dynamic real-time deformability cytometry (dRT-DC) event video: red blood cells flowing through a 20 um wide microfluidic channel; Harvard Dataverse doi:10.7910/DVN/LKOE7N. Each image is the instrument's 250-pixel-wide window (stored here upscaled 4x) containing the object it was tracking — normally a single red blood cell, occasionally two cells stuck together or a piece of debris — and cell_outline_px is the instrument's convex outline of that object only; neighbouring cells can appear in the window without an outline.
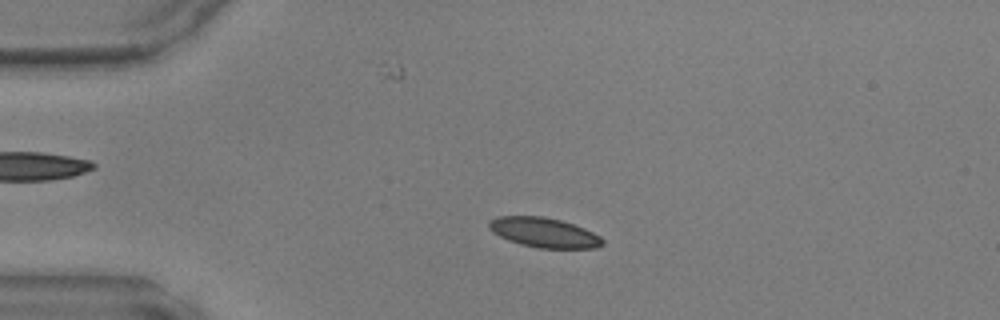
{"species": "common noctule bat (a hibernating species)", "species_latin": "Nyctalus noctula", "temperature_condition": "warm", "stored_images_in_passage": 46, "camera_frame_rate_fps": 3000, "um_per_image_px": 0.085, "animal": {"sex": "male", "body_mass_g": 17.9, "forearm_length_mm": 54.2}, "frame": {"image": 1, "passage_image": 9, "time_ms": 2.667, "image_size_px": [1000, 320], "cell_outline_px": [[604, 244], [596, 248], [540, 248], [520, 244], [508, 240], [492, 232], [488, 228], [488, 220], [496, 216], [544, 216], [560, 220], [584, 228], [600, 236], [604, 240]], "centroid_in_image_um": [46.21, 19.76], "position_along_channel_um": 38.8, "area_um2": 19.77}}
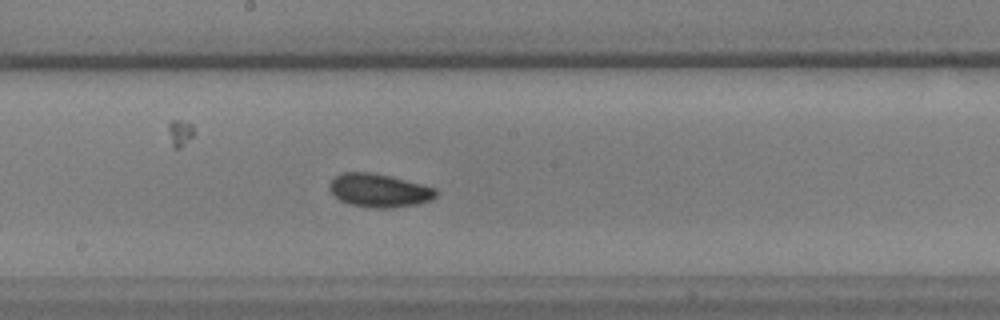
{"frame": {"image": 2, "passage_image": 24, "time_ms": 7.667, "image_size_px": [1000, 320], "cell_outline_px": [[436, 196], [428, 200], [416, 204], [392, 208], [372, 208], [348, 204], [340, 200], [328, 188], [328, 184], [340, 172], [368, 172], [388, 176], [436, 188]], "centroid_in_image_um": [32.17, 16.19], "position_along_channel_um": 216.0, "area_um2": 20.46}}
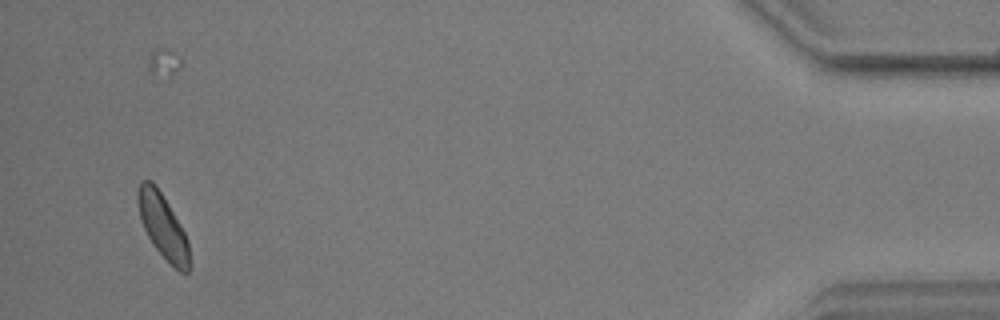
{"frame": {"image": 3, "passage_image": 44, "time_ms": 14.333, "image_size_px": [1000, 320], "cell_outline_px": [[188, 272], [180, 272], [152, 244], [140, 220], [136, 200], [136, 196], [140, 180], [152, 180], [156, 184], [180, 224], [188, 240]], "centroid_in_image_um": [13.78, 19.13], "position_along_channel_um": 421.4, "area_um2": 19.02}}